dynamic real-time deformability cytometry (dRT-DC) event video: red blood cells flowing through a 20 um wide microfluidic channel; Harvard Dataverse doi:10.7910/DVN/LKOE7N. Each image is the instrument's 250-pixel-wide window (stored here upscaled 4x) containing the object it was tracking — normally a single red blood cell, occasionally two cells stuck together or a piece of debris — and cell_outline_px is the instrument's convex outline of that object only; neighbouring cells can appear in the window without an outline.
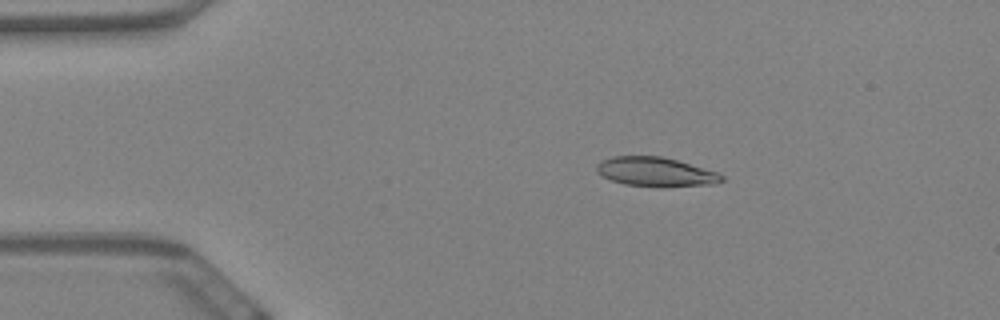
{"species": "Egyptian fruit bat (a non-hibernating species)", "species_latin": "Rousettus aegyptiacus", "temperature_condition": "warm", "stored_images_in_passage": 54, "camera_frame_rate_fps": 3000, "um_per_image_px": 0.085, "animal": {"sex": "female"}, "frame": {"image": 1, "passage_image": 6, "time_ms": 1.667, "image_size_px": [1000, 320], "cell_outline_px": [[724, 180], [716, 184], [664, 188], [624, 184], [612, 180], [596, 172], [596, 164], [600, 160], [612, 156], [660, 156], [676, 160], [716, 172], [724, 176]], "centroid_in_image_um": [55.72, 14.62], "position_along_channel_um": 29.3, "area_um2": 21.5}}
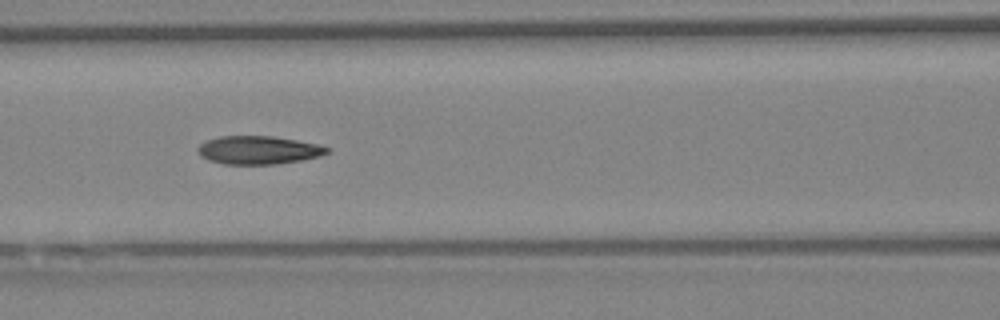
{"frame": {"image": 2, "passage_image": 21, "time_ms": 6.667, "image_size_px": [1000, 320], "cell_outline_px": [[332, 152], [320, 156], [300, 160], [276, 164], [224, 164], [208, 160], [200, 156], [196, 148], [200, 144], [208, 140], [220, 136], [272, 136], [296, 140], [316, 144], [332, 148]], "centroid_in_image_um": [21.98, 12.76], "position_along_channel_um": 144.6, "area_um2": 21.33}}
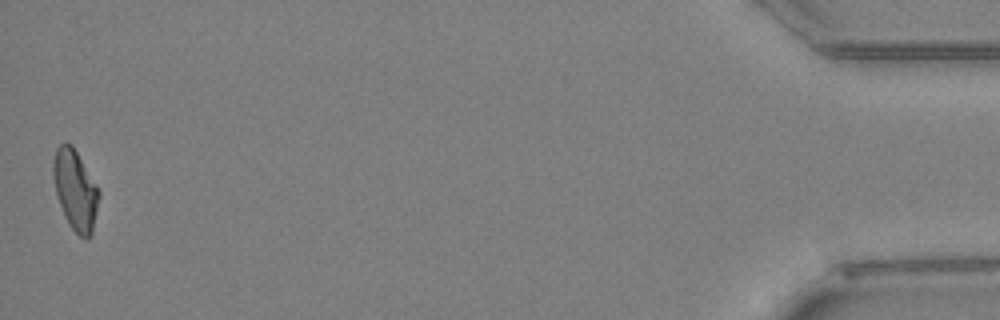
{"frame": {"image": 3, "passage_image": 54, "time_ms": 17.667, "image_size_px": [1000, 320], "cell_outline_px": [[100, 196], [92, 232], [88, 240], [80, 236], [72, 228], [64, 216], [56, 192], [52, 176], [52, 164], [56, 148], [60, 144], [72, 144], [100, 192]], "centroid_in_image_um": [6.39, 16.15], "position_along_channel_um": 428.8, "area_um2": 21.1}, "authors_computed_cell_mechanics": {"area_um2": 21.4727, "velocity_mm_per_s": 3.4453, "shape_relaxation_time_tau1_ms": 9.1301, "shape_relaxation_time_tau2_ms": 2.7726, "deformation_change_tau1": 0.2528, "deformation_change_tau2": 0.1061}}